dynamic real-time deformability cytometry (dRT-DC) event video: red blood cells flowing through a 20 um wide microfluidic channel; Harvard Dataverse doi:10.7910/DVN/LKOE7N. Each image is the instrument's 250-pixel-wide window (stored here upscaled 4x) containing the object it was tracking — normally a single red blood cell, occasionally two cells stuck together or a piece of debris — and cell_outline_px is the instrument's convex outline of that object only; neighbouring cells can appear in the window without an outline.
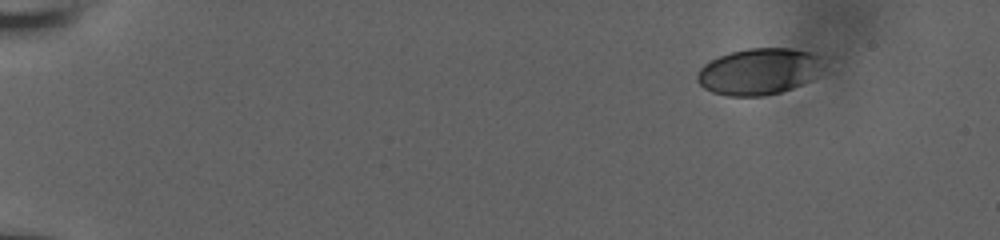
{"species": "human", "species_latin": "Homo sapiens", "temperature_condition": "room temperature", "stored_images_in_passage": 50, "camera_frame_rate_fps": 3000, "um_per_image_px": 0.085, "donor": {"sex": "male"}, "frame": {"image": 1, "passage_image": 1, "time_ms": 0.0, "image_size_px": [1000, 240], "cell_outline_px": [[816, 60], [812, 80], [792, 88], [780, 92], [760, 96], [728, 96], [712, 92], [704, 88], [696, 80], [696, 72], [704, 64], [720, 56], [732, 52], [748, 48], [792, 48], [808, 52], [816, 56]], "centroid_in_image_um": [64.35, 6.09], "position_along_channel_um": 20.6, "area_um2": 33.18}}
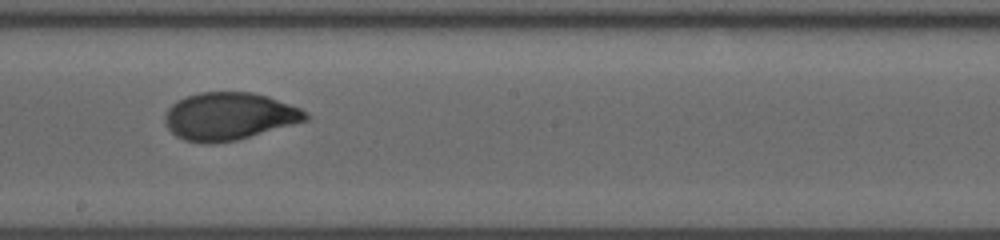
{"frame": {"image": 2, "passage_image": 28, "time_ms": 9.0, "image_size_px": [1000, 240], "cell_outline_px": [[312, 116], [308, 120], [236, 140], [212, 144], [208, 144], [184, 140], [176, 136], [168, 128], [164, 120], [164, 116], [168, 108], [176, 100], [184, 96], [200, 92], [252, 92], [268, 96], [300, 108], [308, 112]], "centroid_in_image_um": [19.47, 9.88], "position_along_channel_um": 228.7, "area_um2": 39.19}}
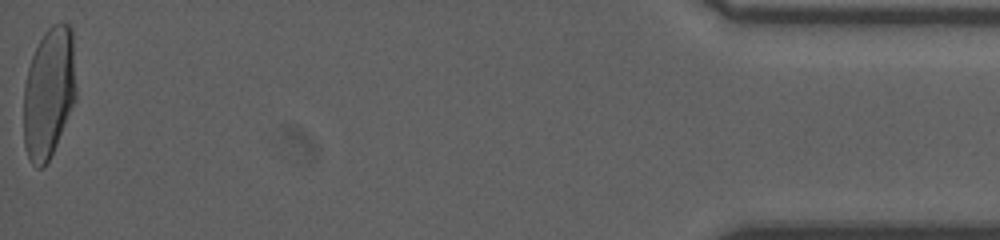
{"frame": {"image": 3, "passage_image": 50, "time_ms": 16.333, "image_size_px": [1000, 240], "cell_outline_px": [[76, 100], [56, 144], [48, 160], [40, 168], [36, 168], [32, 164], [28, 156], [24, 144], [24, 84], [28, 68], [32, 56], [44, 32], [52, 24], [68, 24], [72, 28], [76, 88]], "centroid_in_image_um": [4.16, 7.86], "position_along_channel_um": 431.0, "area_um2": 39.88}, "authors_computed_cell_mechanics": {"area_um2": 38.5237, "velocity_mm_per_s": 3.9182, "shape_relaxation_time_tau1_ms": 6.4294, "shape_relaxation_time_tau2_ms": null, "deformation_change_tau1": 0.2305, "deformation_change_tau2": null}}